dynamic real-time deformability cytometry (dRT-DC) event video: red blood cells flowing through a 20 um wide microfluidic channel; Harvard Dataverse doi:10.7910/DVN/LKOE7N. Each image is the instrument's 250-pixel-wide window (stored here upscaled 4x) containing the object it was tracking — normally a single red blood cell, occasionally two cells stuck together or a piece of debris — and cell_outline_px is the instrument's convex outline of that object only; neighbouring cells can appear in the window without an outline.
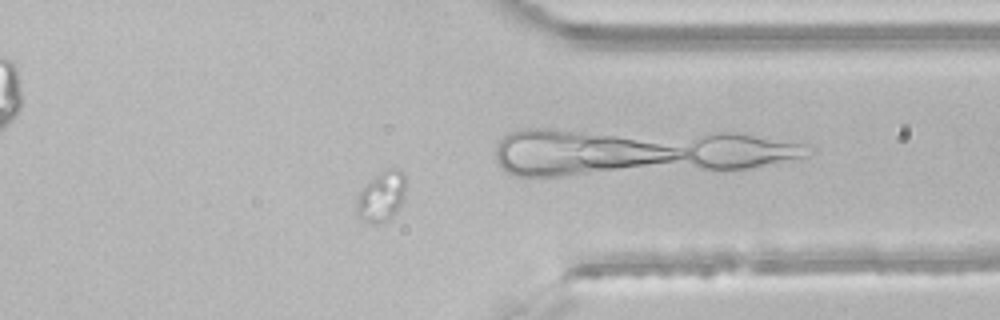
{"species": "common noctule bat (a hibernating species)", "species_latin": "Nyctalus noctula", "temperature_condition": "room temperature", "stored_images_in_passage": 45, "camera_frame_rate_fps": 3000, "um_per_image_px": 0.085, "animal": {"sex": "male", "body_mass_g": 21.5, "forearm_length_mm": 52.0}, "frame": {"image": 1, "passage_image": 35, "time_ms": 11.333, "image_size_px": [1000, 320], "cell_outline_px": [[404, 188], [400, 208], [384, 224], [368, 224], [360, 220], [356, 216], [356, 200], [360, 192], [376, 176], [388, 168], [396, 168], [404, 176]], "centroid_in_image_um": [32.38, 16.79], "position_along_channel_um": 379.0, "area_um2": 14.22}}